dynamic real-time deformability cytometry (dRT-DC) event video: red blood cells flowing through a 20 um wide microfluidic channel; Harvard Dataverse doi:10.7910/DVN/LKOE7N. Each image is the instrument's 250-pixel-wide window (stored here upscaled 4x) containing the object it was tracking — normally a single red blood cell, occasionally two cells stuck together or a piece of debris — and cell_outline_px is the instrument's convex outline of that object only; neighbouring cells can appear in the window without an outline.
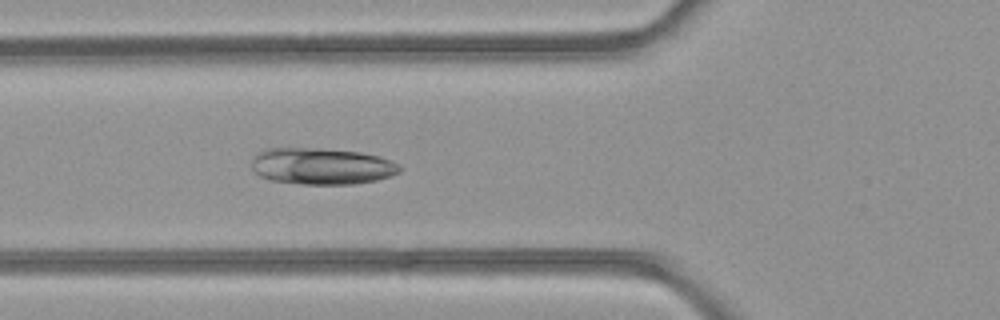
{"species": "common noctule bat (a hibernating species)", "species_latin": "Nyctalus noctula", "temperature_condition": "room temperature", "stored_images_in_passage": 36, "camera_frame_rate_fps": 3000, "um_per_image_px": 0.085, "animal": {"sex": "female", "body_mass_g": 21.9}, "frame": {"image": 1, "passage_image": 8, "time_ms": 2.333, "image_size_px": [1000, 320], "cell_outline_px": [[400, 172], [392, 176], [376, 180], [352, 184], [304, 184], [272, 180], [260, 176], [252, 168], [252, 156], [256, 152], [264, 148], [316, 148], [360, 152], [380, 156], [400, 164]], "centroid_in_image_um": [27.34, 14.11], "position_along_channel_um": 98.5, "area_um2": 31.67}}
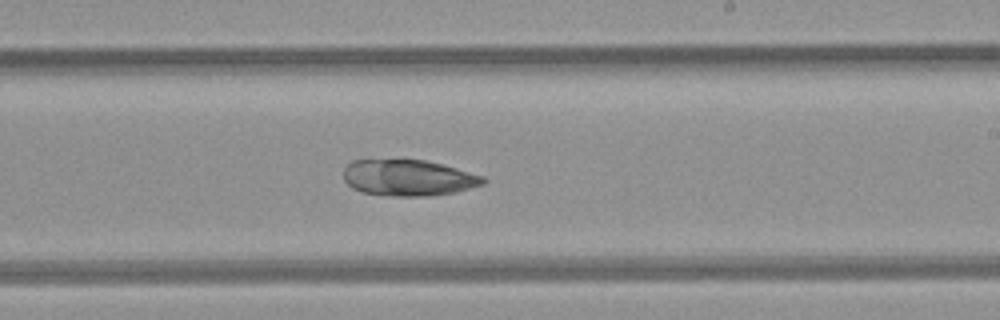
{"frame": {"image": 2, "passage_image": 19, "time_ms": 6.0, "image_size_px": [1000, 320], "cell_outline_px": [[488, 180], [484, 184], [456, 192], [432, 196], [388, 196], [360, 192], [352, 188], [344, 180], [344, 168], [352, 160], [424, 160], [456, 168], [484, 176]], "centroid_in_image_um": [34.71, 15.13], "position_along_channel_um": 254.3, "area_um2": 29.54}}
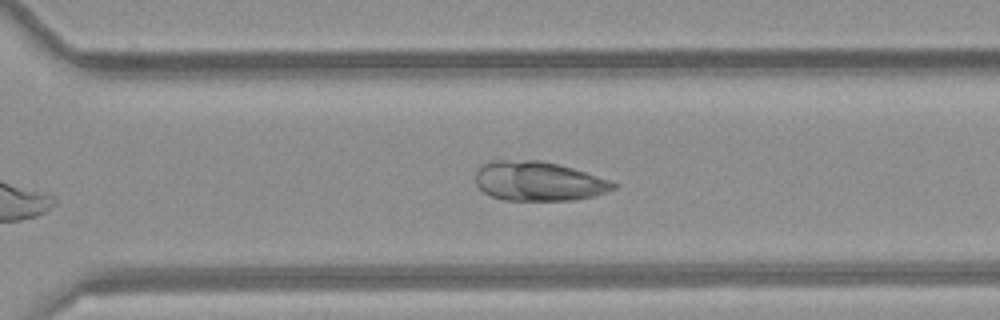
{"frame": {"image": 3, "passage_image": 24, "time_ms": 7.667, "image_size_px": [1000, 320], "cell_outline_px": [[620, 184], [616, 188], [608, 192], [576, 200], [504, 200], [492, 196], [484, 192], [476, 184], [476, 172], [480, 164], [492, 160], [544, 160], [560, 164], [612, 180]], "centroid_in_image_um": [45.81, 15.39], "position_along_channel_um": 324.8, "area_um2": 32.08}}